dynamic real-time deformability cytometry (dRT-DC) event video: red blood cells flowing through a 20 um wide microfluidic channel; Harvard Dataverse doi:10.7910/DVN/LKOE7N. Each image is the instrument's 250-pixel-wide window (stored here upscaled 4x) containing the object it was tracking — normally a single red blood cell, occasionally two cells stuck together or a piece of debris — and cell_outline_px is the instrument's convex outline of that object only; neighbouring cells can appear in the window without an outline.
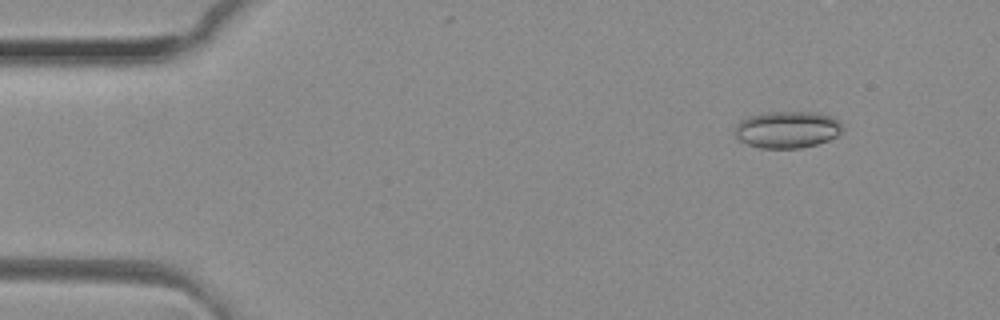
{"species": "common noctule bat (a hibernating species)", "species_latin": "Nyctalus noctula", "temperature_condition": "room temperature", "stored_images_in_passage": 48, "camera_frame_rate_fps": 3000, "um_per_image_px": 0.085, "animal": {"sex": "female", "body_mass_g": 29.2, "forearm_length_mm": 56.3}, "frame": {"image": 1, "passage_image": 6, "time_ms": 1.667, "image_size_px": [1000, 320], "cell_outline_px": [[840, 132], [836, 136], [828, 140], [816, 144], [800, 148], [760, 148], [748, 144], [740, 140], [732, 132], [736, 124], [740, 120], [748, 116], [764, 112], [816, 112], [832, 116], [840, 120]], "centroid_in_image_um": [66.87, 11.0], "position_along_channel_um": 18.1, "area_um2": 23.24}}
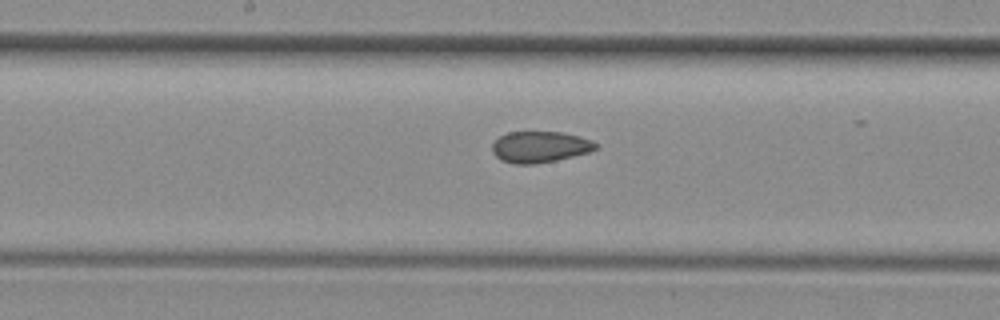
{"frame": {"image": 2, "passage_image": 27, "time_ms": 8.667, "image_size_px": [1000, 320], "cell_outline_px": [[600, 144], [596, 148], [588, 152], [556, 160], [536, 164], [512, 164], [500, 160], [492, 152], [492, 144], [500, 136], [508, 132], [560, 132], [580, 136], [592, 140]], "centroid_in_image_um": [45.88, 12.49], "position_along_channel_um": 202.3, "area_um2": 18.9}}
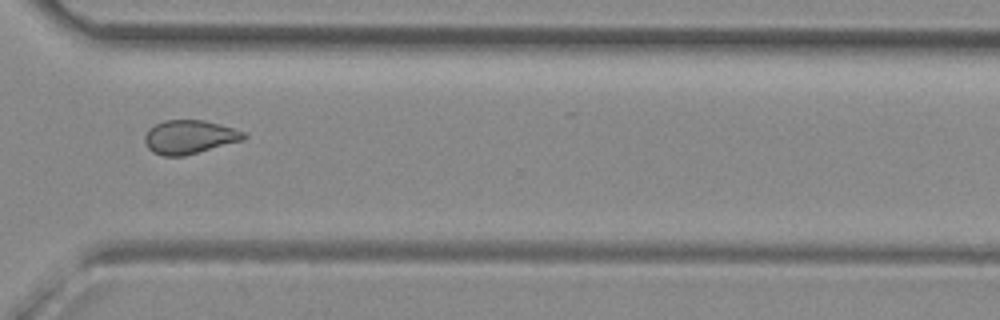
{"frame": {"image": 3, "passage_image": 38, "time_ms": 12.333, "image_size_px": [1000, 320], "cell_outline_px": [[248, 136], [244, 140], [184, 156], [164, 156], [152, 152], [148, 148], [144, 140], [144, 136], [148, 128], [164, 120], [204, 120], [232, 128], [244, 132]], "centroid_in_image_um": [16.08, 11.65], "position_along_channel_um": 354.5, "area_um2": 19.48}, "authors_computed_cell_mechanics": {"area_um2": 19.5653, "velocity_mm_per_s": 4.1573, "shape_relaxation_time_tau1_ms": null, "shape_relaxation_time_tau2_ms": 2.9981, "deformation_change_tau1": null, "deformation_change_tau2": 0.0919}}